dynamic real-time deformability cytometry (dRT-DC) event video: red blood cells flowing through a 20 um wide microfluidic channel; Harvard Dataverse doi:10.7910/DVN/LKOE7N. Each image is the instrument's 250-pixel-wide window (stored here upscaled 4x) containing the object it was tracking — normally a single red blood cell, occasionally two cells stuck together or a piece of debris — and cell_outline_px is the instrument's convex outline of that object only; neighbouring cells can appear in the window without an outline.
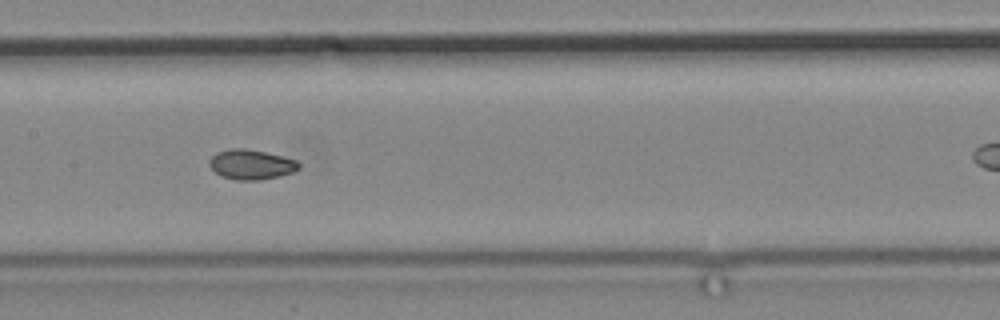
{"species": "common noctule bat (a hibernating species)", "species_latin": "Nyctalus noctula", "temperature_condition": "cold", "stored_images_in_passage": 13, "camera_frame_rate_fps": 3000, "um_per_image_px": 0.085, "animal": {"sex": "male", "body_mass_g": 19.2, "forearm_length_mm": 51.8}, "frame": {"image": 1, "passage_image": 10, "time_ms": 11.667, "image_size_px": [1000, 320], "cell_outline_px": [[300, 168], [292, 172], [280, 176], [256, 180], [236, 180], [220, 176], [208, 164], [208, 160], [216, 152], [228, 148], [244, 148], [264, 152], [296, 160], [300, 164]], "centroid_in_image_um": [21.31, 13.98], "position_along_channel_um": 186.1, "area_um2": 15.55}}
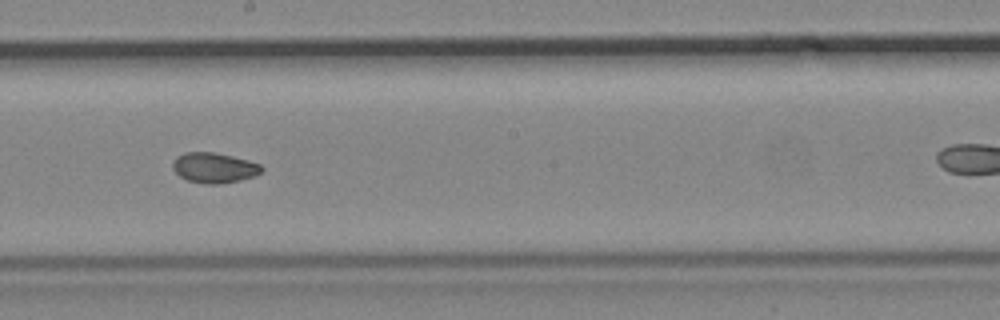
{"frame": {"image": 2, "passage_image": 11, "time_ms": 13.0, "image_size_px": [1000, 320], "cell_outline_px": [[264, 168], [260, 172], [252, 176], [240, 180], [216, 184], [204, 184], [188, 180], [180, 176], [172, 168], [172, 160], [176, 156], [184, 152], [216, 152], [232, 156], [260, 164]], "centroid_in_image_um": [18.15, 14.24], "position_along_channel_um": 230.0, "area_um2": 15.61}}